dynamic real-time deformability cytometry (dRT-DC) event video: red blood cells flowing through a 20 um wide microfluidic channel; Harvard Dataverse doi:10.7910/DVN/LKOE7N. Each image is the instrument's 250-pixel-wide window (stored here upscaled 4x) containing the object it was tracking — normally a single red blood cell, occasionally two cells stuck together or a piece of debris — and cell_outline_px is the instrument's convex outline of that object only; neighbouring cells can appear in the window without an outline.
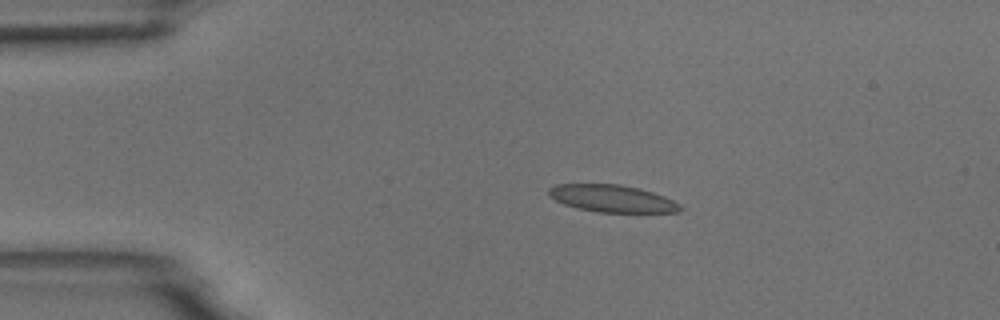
{"species": "common noctule bat (a hibernating species)", "species_latin": "Nyctalus noctula", "temperature_condition": "room temperature", "stored_images_in_passage": 6, "camera_frame_rate_fps": 3000, "um_per_image_px": 0.085, "animal": {"sex": "male", "body_mass_g": 18.8}, "frame": {"image": 1, "passage_image": 1, "time_ms": 0.0, "image_size_px": [1000, 320], "cell_outline_px": [[684, 208], [680, 212], [600, 212], [576, 208], [564, 204], [548, 196], [548, 188], [556, 184], [620, 184], [640, 188], [664, 196], [680, 204]], "centroid_in_image_um": [52.03, 16.87], "position_along_channel_um": 33.0, "area_um2": 20.92}}
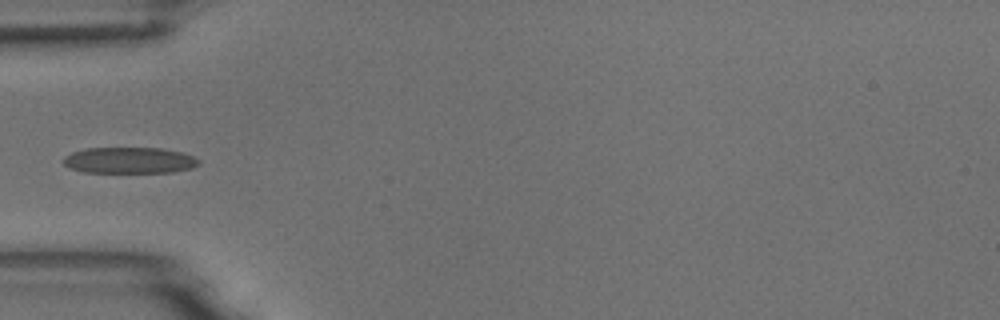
{"frame": {"image": 2, "passage_image": 3, "time_ms": 0.667, "image_size_px": [1000, 320], "cell_outline_px": [[200, 164], [192, 168], [172, 172], [84, 172], [68, 168], [60, 160], [64, 156], [72, 152], [88, 148], [160, 148], [184, 152], [200, 160]], "centroid_in_image_um": [10.98, 13.63], "position_along_channel_um": 74.0, "area_um2": 20.81}}